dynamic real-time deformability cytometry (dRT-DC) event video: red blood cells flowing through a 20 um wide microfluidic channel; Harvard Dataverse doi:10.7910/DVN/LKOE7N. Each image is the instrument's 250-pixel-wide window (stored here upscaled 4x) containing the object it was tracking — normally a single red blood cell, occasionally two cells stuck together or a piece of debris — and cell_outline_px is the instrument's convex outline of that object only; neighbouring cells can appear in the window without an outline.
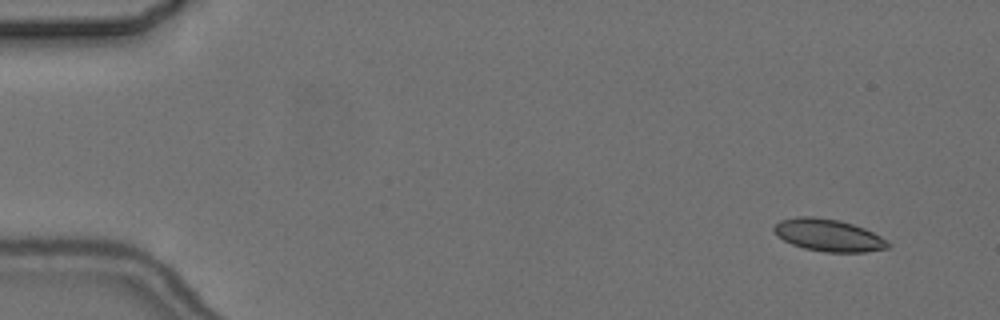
{"species": "common noctule bat (a hibernating species)", "species_latin": "Nyctalus noctula", "temperature_condition": "cold", "stored_images_in_passage": 3, "segment_of_instrument_passage": [2, 2], "camera_frame_rate_fps": 3000, "um_per_image_px": 0.085, "animal": {"sex": "female", "body_mass_g": 24.6, "forearm_length_mm": 56.2}, "frame": {"image": 1, "passage_image": 3, "time_ms": 3.333, "image_size_px": [1000, 320], "cell_outline_px": [[892, 244], [888, 248], [864, 252], [824, 252], [804, 248], [792, 244], [776, 236], [772, 228], [780, 220], [796, 216], [816, 216], [840, 220], [864, 228], [888, 240]], "centroid_in_image_um": [70.41, 19.98], "position_along_channel_um": 14.6, "area_um2": 21.62}}